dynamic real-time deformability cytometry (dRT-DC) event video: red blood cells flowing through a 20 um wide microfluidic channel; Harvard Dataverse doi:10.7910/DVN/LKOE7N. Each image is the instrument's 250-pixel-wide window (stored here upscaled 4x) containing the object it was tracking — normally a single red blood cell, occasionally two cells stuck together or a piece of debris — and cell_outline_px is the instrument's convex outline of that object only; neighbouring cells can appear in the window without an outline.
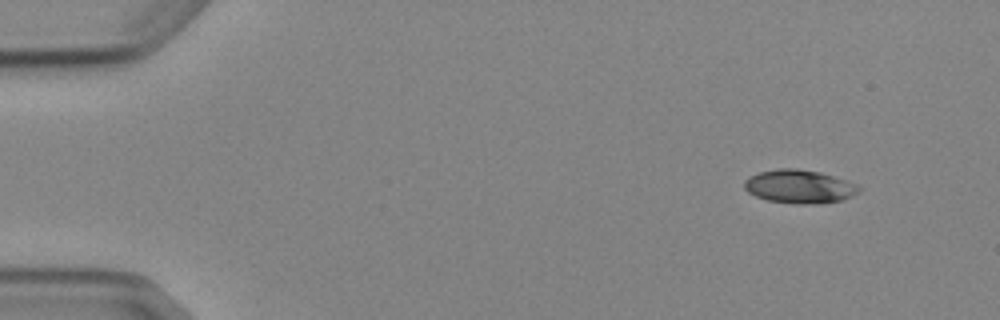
{"species": "Egyptian fruit bat (a non-hibernating species)", "species_latin": "Rousettus aegyptiacus", "temperature_condition": "cold", "stored_images_in_passage": 4, "camera_frame_rate_fps": 3000, "um_per_image_px": 0.085, "animal": {"sex": "female"}, "frame": {"image": 1, "passage_image": 1, "time_ms": 0.0, "image_size_px": [1000, 320], "cell_outline_px": [[860, 188], [852, 196], [844, 200], [820, 204], [804, 204], [768, 200], [756, 196], [748, 192], [744, 188], [744, 180], [748, 176], [760, 172], [780, 168], [796, 168], [820, 172], [856, 184]], "centroid_in_image_um": [67.92, 15.85], "position_along_channel_um": 17.1, "area_um2": 22.2}}
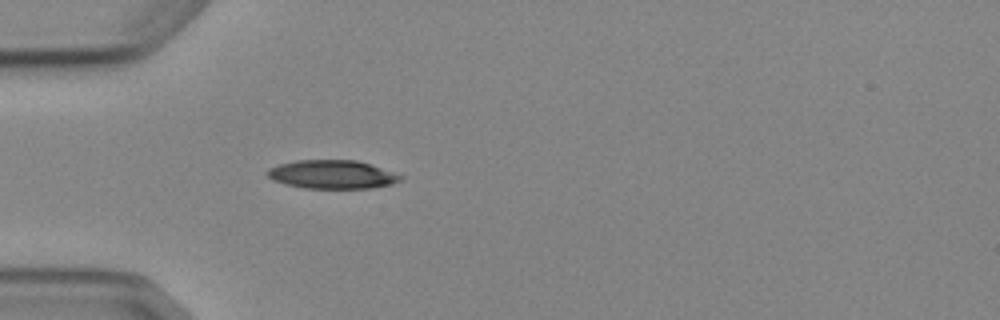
{"frame": {"image": 2, "passage_image": 4, "time_ms": 3.667, "image_size_px": [1000, 320], "cell_outline_px": [[404, 176], [400, 180], [392, 184], [368, 188], [304, 188], [272, 180], [264, 172], [268, 168], [280, 164], [296, 160], [356, 160]], "centroid_in_image_um": [28.19, 14.82], "position_along_channel_um": 56.8, "area_um2": 21.91}}